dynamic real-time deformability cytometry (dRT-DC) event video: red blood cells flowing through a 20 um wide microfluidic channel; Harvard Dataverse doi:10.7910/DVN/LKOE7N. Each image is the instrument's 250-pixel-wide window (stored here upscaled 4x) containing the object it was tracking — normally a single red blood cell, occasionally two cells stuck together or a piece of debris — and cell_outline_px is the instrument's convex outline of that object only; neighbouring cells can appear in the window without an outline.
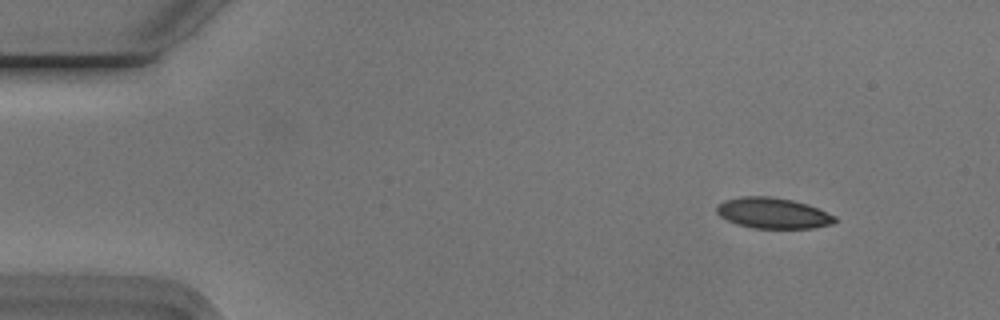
{"species": "Egyptian fruit bat (a non-hibernating species)", "species_latin": "Rousettus aegyptiacus", "temperature_condition": "cold", "stored_images_in_passage": 49, "camera_frame_rate_fps": 3000, "um_per_image_px": 0.085, "animal": {"sex": "male"}, "frame": {"image": 1, "passage_image": 1, "time_ms": 0.0, "image_size_px": [1000, 320], "cell_outline_px": [[836, 220], [832, 224], [812, 228], [752, 228], [736, 224], [720, 216], [716, 212], [716, 204], [724, 200], [740, 196], [768, 196], [792, 200], [808, 204], [836, 216]], "centroid_in_image_um": [65.67, 18.11], "position_along_channel_um": 19.3, "area_um2": 21.27}}
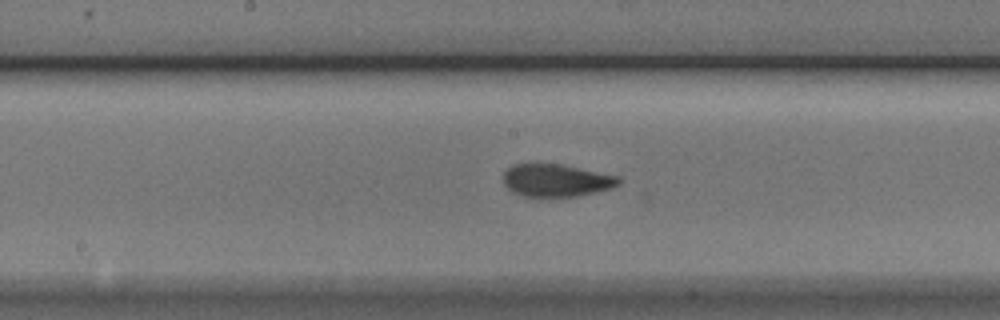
{"frame": {"image": 2, "passage_image": 23, "time_ms": 7.333, "image_size_px": [1000, 320], "cell_outline_px": [[620, 184], [612, 188], [596, 192], [576, 196], [524, 196], [512, 192], [504, 184], [504, 172], [512, 164], [560, 164], [620, 176]], "centroid_in_image_um": [47.29, 15.33], "position_along_channel_um": 200.9, "area_um2": 21.79}}
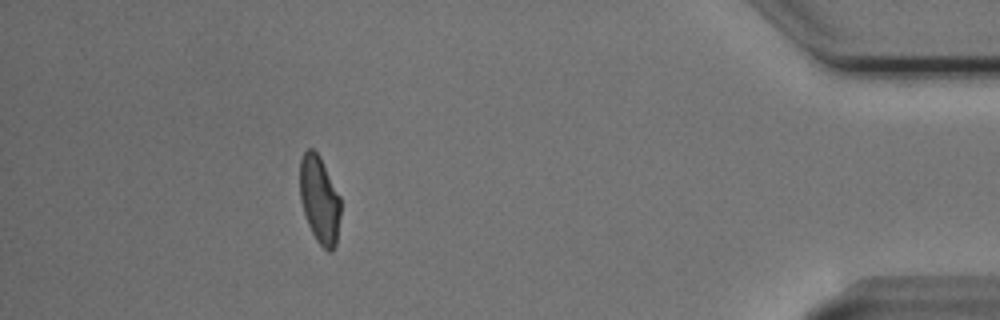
{"frame": {"image": 3, "passage_image": 44, "time_ms": 14.333, "image_size_px": [1000, 320], "cell_outline_px": [[340, 216], [336, 244], [332, 252], [328, 252], [316, 240], [308, 224], [300, 200], [300, 160], [304, 152], [308, 148], [312, 148], [320, 156], [340, 196]], "centroid_in_image_um": [27.16, 16.97], "position_along_channel_um": 408.0, "area_um2": 20.75}, "authors_computed_cell_mechanics": {"area_um2": 21.8484, "velocity_mm_per_s": 3.7379, "shape_relaxation_time_tau1_ms": 6.083, "shape_relaxation_time_tau2_ms": 1.4132, "deformation_change_tau1": 0.1792, "deformation_change_tau2": 0.0692}}